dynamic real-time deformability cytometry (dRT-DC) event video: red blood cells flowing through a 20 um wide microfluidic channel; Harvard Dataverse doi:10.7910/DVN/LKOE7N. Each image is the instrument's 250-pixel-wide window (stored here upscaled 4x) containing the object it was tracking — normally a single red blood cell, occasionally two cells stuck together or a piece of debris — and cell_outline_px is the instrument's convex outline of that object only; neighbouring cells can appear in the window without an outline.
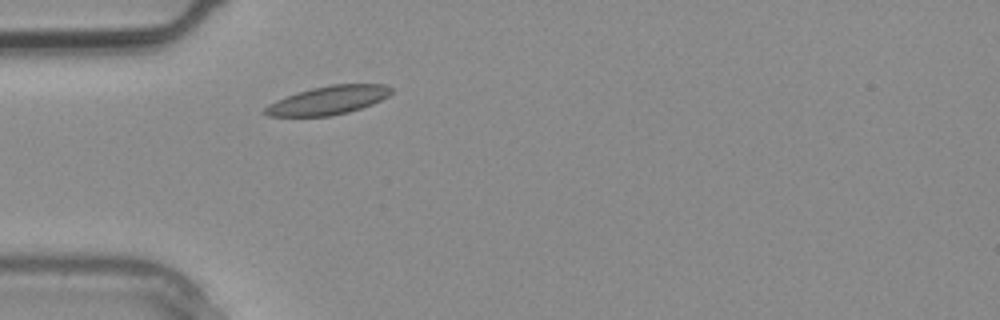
{"species": "common noctule bat (a hibernating species)", "species_latin": "Nyctalus noctula", "temperature_condition": "warm", "stored_images_in_passage": 1, "camera_frame_rate_fps": 3000, "um_per_image_px": 0.085, "animal": {"sex": "male", "body_mass_g": 20.4}, "frame": {"image": 1, "passage_image": 1, "time_ms": 0.0, "image_size_px": [1000, 320], "cell_outline_px": [[392, 92], [388, 96], [372, 104], [348, 112], [332, 116], [264, 116], [260, 112], [268, 104], [276, 100], [296, 92], [312, 88], [332, 84], [384, 84], [392, 88]], "centroid_in_image_um": [27.84, 8.53], "position_along_channel_um": 57.2, "area_um2": 21.1}}